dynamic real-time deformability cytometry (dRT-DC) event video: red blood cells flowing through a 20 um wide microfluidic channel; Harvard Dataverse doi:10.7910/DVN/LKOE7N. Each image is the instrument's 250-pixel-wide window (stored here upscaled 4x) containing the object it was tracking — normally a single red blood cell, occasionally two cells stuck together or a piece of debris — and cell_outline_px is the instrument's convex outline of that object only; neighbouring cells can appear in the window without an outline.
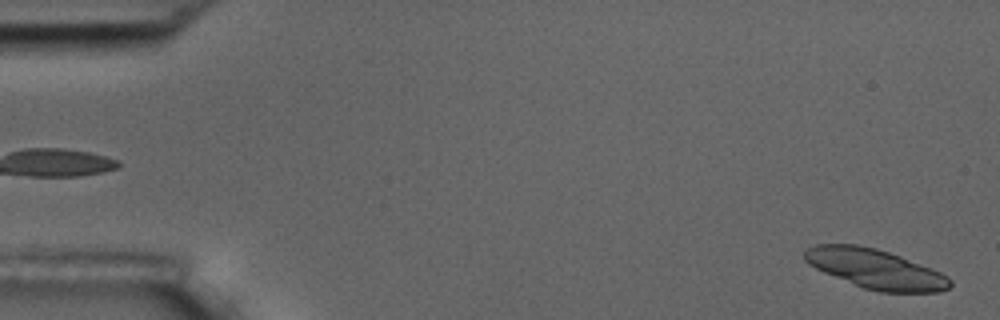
{"species": "common noctule bat (a hibernating species)", "species_latin": "Nyctalus noctula", "temperature_condition": "room temperature", "stored_images_in_passage": 5, "segment_of_instrument_passage": [2, 2], "camera_frame_rate_fps": 3000, "um_per_image_px": 0.085, "animal": {"sex": "male", "body_mass_g": 17.5, "forearm_length_mm": 52.3}, "frame": {"image": 1, "passage_image": 5, "time_ms": 4.667, "image_size_px": [1000, 320], "cell_outline_px": [[952, 284], [948, 288], [940, 292], [880, 292], [864, 288], [824, 272], [808, 264], [804, 260], [804, 248], [816, 244], [856, 244], [876, 248], [900, 256], [932, 268], [948, 276], [952, 280]], "centroid_in_image_um": [74.4, 22.85], "position_along_channel_um": 10.6, "area_um2": 33.47}}